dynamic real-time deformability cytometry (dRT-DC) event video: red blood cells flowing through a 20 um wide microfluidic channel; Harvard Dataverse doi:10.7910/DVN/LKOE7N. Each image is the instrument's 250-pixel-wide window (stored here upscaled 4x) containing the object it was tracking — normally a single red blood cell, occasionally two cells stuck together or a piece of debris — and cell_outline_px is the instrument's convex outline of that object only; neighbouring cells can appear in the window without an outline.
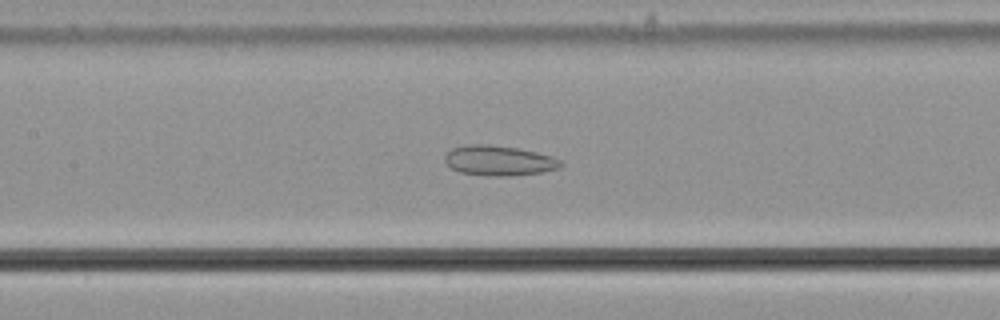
{"species": "common noctule bat (a hibernating species)", "species_latin": "Nyctalus noctula", "temperature_condition": "cold", "stored_images_in_passage": 51, "camera_frame_rate_fps": 3000, "um_per_image_px": 0.085, "animal": {"sex": "male", "body_mass_g": 21.5, "forearm_length_mm": 52.0}, "frame": {"image": 1, "passage_image": 21, "time_ms": 6.667, "image_size_px": [1000, 320], "cell_outline_px": [[564, 164], [560, 168], [544, 172], [508, 176], [488, 176], [460, 172], [452, 168], [444, 160], [444, 156], [452, 148], [468, 144], [488, 144], [516, 148], [536, 152], [552, 156], [560, 160]], "centroid_in_image_um": [42.43, 13.65], "position_along_channel_um": 165.0, "area_um2": 20.35}}
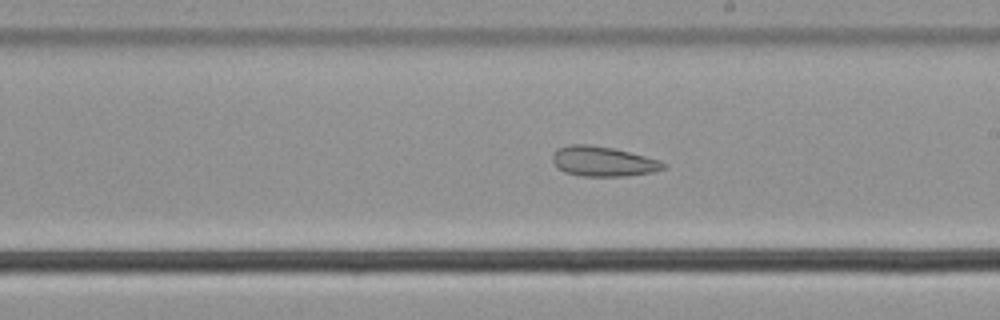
{"frame": {"image": 2, "passage_image": 27, "time_ms": 8.667, "image_size_px": [1000, 320], "cell_outline_px": [[668, 168], [652, 172], [624, 176], [580, 176], [564, 172], [556, 168], [552, 164], [552, 156], [556, 148], [568, 144], [588, 144], [612, 148], [660, 160], [668, 164]], "centroid_in_image_um": [51.22, 13.72], "position_along_channel_um": 237.8, "area_um2": 19.59}}
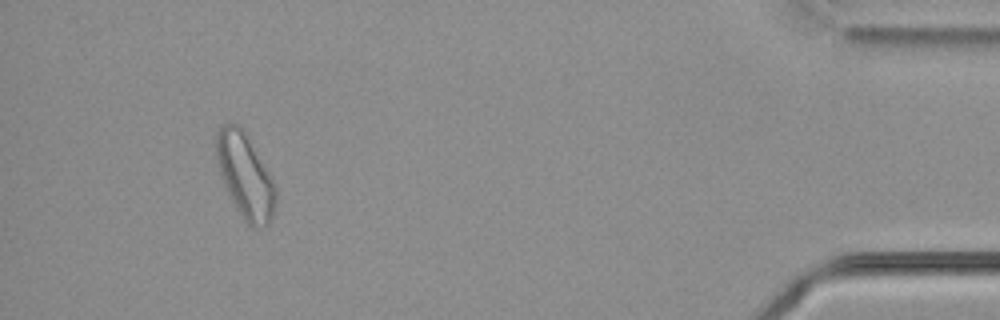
{"frame": {"image": 3, "passage_image": 47, "time_ms": 15.333, "image_size_px": [1000, 320], "cell_outline_px": [[276, 204], [272, 216], [268, 224], [256, 228], [252, 228], [244, 220], [236, 208], [224, 184], [220, 172], [216, 156], [216, 132], [220, 124], [240, 124], [244, 128], [252, 140], [268, 168], [276, 188]], "centroid_in_image_um": [20.86, 14.89], "position_along_channel_um": 414.3, "area_um2": 29.71}, "authors_computed_cell_mechanics": {"area_um2": 24.6228, "velocity_mm_per_s": 3.6477, "shape_relaxation_time_tau1_ms": null, "shape_relaxation_time_tau2_ms": 2.5136, "deformation_change_tau1": null, "deformation_change_tau2": 0.0932}}